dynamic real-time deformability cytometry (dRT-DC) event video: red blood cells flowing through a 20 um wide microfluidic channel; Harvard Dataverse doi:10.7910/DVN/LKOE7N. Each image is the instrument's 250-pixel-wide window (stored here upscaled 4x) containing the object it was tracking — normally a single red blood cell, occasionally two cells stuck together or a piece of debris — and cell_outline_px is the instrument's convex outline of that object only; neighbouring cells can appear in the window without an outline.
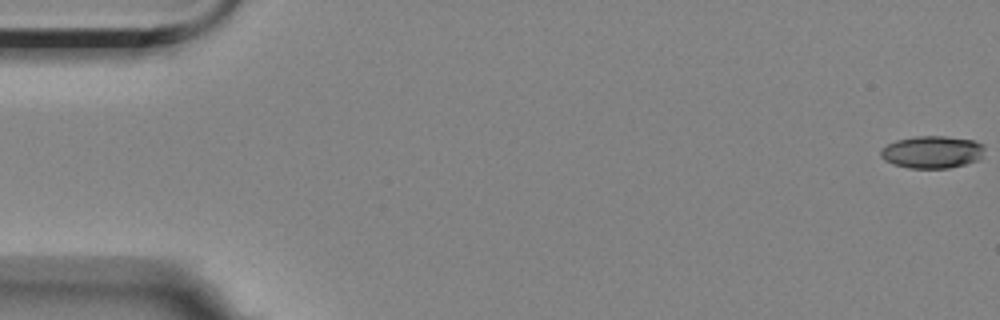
{"species": "Egyptian fruit bat (a non-hibernating species)", "species_latin": "Rousettus aegyptiacus", "temperature_condition": "room temperature", "stored_images_in_passage": 7, "camera_frame_rate_fps": 3000, "um_per_image_px": 0.085, "animal": {"sex": "female"}, "frame": {"image": 1, "passage_image": 1, "time_ms": 0.0, "image_size_px": [1000, 320], "cell_outline_px": [[984, 148], [980, 160], [948, 168], [908, 168], [892, 164], [884, 160], [880, 156], [880, 148], [896, 140], [916, 136], [944, 136], [972, 140], [984, 144]], "centroid_in_image_um": [79.21, 12.92], "position_along_channel_um": 5.8, "area_um2": 19.71}}
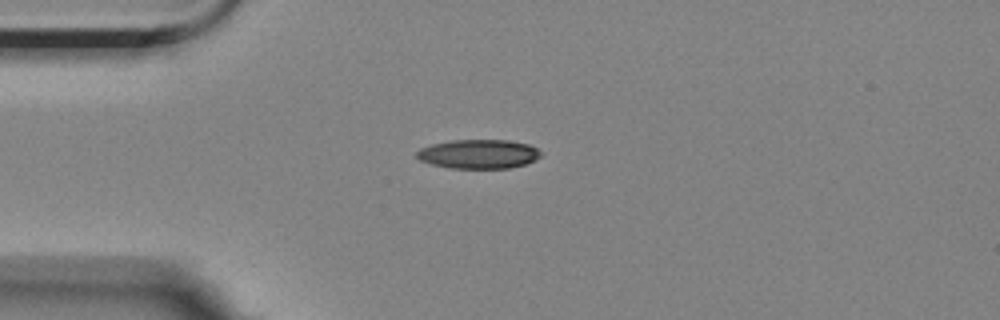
{"frame": {"image": 2, "passage_image": 5, "time_ms": 4.667, "image_size_px": [1000, 320], "cell_outline_px": [[544, 152], [536, 160], [512, 168], [448, 168], [432, 164], [420, 160], [416, 156], [416, 152], [420, 148], [432, 144], [452, 140], [508, 140], [528, 144]], "centroid_in_image_um": [40.7, 13.09], "position_along_channel_um": 44.3, "area_um2": 21.15}}
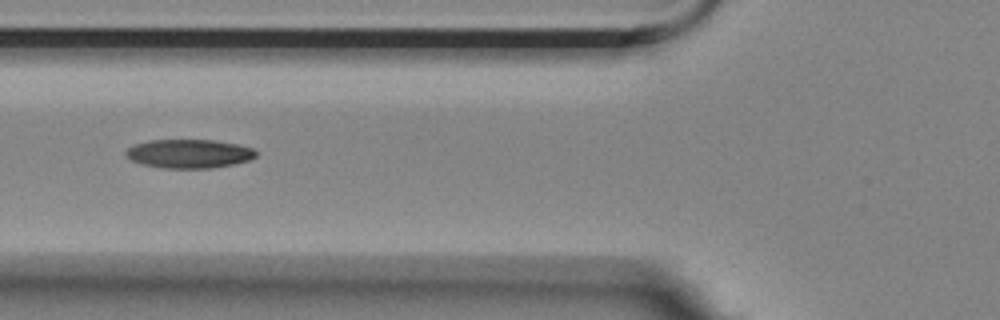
{"frame": {"image": 3, "passage_image": 7, "time_ms": 7.0, "image_size_px": [1000, 320], "cell_outline_px": [[256, 156], [248, 160], [232, 164], [212, 168], [164, 168], [144, 164], [132, 160], [124, 156], [124, 152], [128, 148], [136, 144], [148, 140], [212, 140], [236, 144], [252, 148], [256, 152]], "centroid_in_image_um": [16.04, 13.06], "position_along_channel_um": 109.8, "area_um2": 21.62}}